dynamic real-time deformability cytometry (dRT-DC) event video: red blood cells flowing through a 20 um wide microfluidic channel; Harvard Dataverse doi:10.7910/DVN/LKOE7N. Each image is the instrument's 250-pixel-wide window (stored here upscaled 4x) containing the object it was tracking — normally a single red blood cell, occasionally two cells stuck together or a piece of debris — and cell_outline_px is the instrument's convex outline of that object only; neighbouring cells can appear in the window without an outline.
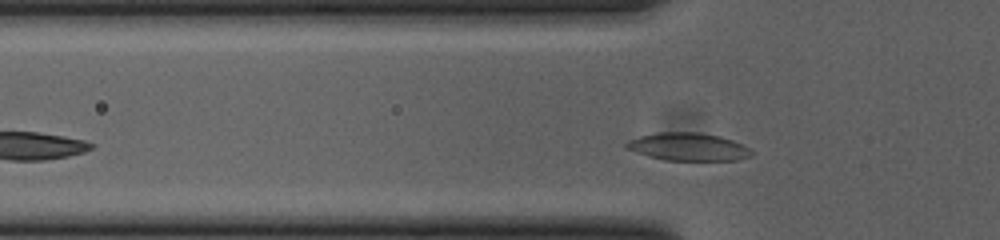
{"species": "common noctule bat (a hibernating species)", "species_latin": "Nyctalus noctula", "temperature_condition": "cold", "stored_images_in_passage": 33, "camera_frame_rate_fps": 3000, "um_per_image_px": 0.085, "animal": {"sex": "female", "body_mass_g": 23.0, "forearm_length_mm": 53.4}, "frame": {"image": 1, "passage_image": 5, "time_ms": 1.333, "image_size_px": [1000, 240], "cell_outline_px": [[752, 156], [736, 160], [664, 160], [648, 156], [636, 152], [628, 148], [624, 144], [628, 140], [640, 136], [656, 132], [700, 132], [720, 136], [732, 140], [748, 148], [752, 152]], "centroid_in_image_um": [58.48, 12.47], "position_along_channel_um": 67.3, "area_um2": 20.17}}
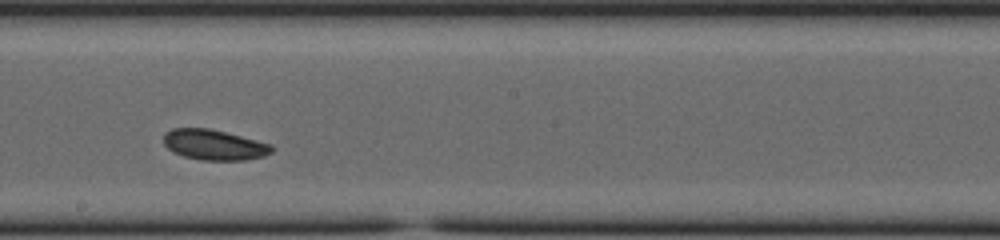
{"frame": {"image": 2, "passage_image": 18, "time_ms": 5.667, "image_size_px": [1000, 240], "cell_outline_px": [[272, 152], [264, 156], [244, 160], [200, 160], [184, 156], [172, 152], [164, 144], [164, 132], [172, 128], [208, 128], [272, 144]], "centroid_in_image_um": [18.17, 12.31], "position_along_channel_um": 230.0, "area_um2": 19.07}}
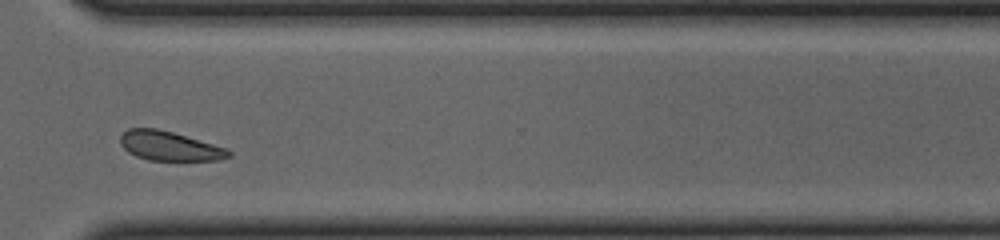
{"frame": {"image": 3, "passage_image": 28, "time_ms": 9.0, "image_size_px": [1000, 240], "cell_outline_px": [[232, 156], [220, 160], [148, 160], [136, 156], [128, 152], [120, 144], [120, 136], [128, 128], [156, 128], [172, 132], [212, 144], [224, 148], [232, 152]], "centroid_in_image_um": [14.37, 12.41], "position_along_channel_um": 356.2, "area_um2": 18.32}, "authors_computed_cell_mechanics": {"area_um2": 19.5364, "velocity_mm_per_s": 3.7698, "shape_relaxation_time_tau1_ms": 2.4496, "shape_relaxation_time_tau2_ms": null, "deformation_change_tau1": 0.0742, "deformation_change_tau2": null}}